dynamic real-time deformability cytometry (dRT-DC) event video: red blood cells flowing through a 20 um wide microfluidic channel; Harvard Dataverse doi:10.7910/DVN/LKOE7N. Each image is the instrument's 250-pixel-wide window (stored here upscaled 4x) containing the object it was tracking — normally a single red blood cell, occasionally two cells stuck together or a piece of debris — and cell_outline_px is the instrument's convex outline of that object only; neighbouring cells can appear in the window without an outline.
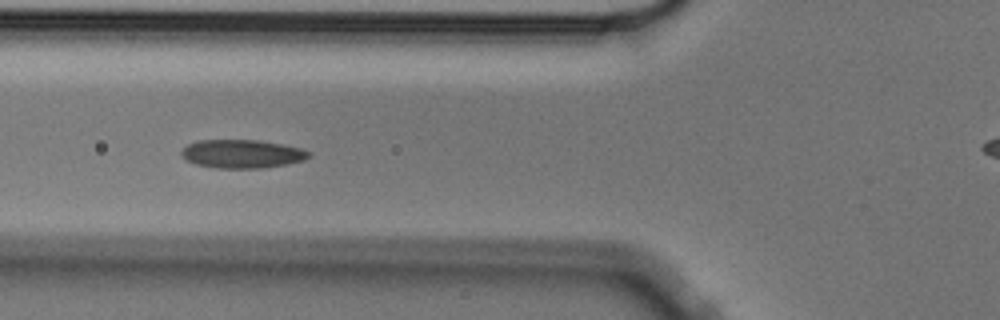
{"species": "Egyptian fruit bat (a non-hibernating species)", "species_latin": "Rousettus aegyptiacus", "temperature_condition": "cold", "stored_images_in_passage": 10, "camera_frame_rate_fps": 3000, "um_per_image_px": 0.085, "animal": {"sex": "male"}, "frame": {"image": 1, "passage_image": 4, "time_ms": 1.0, "image_size_px": [1000, 320], "cell_outline_px": [[308, 156], [304, 160], [288, 164], [264, 168], [216, 168], [196, 164], [184, 160], [180, 156], [180, 152], [188, 144], [196, 140], [260, 140], [300, 148], [308, 152]], "centroid_in_image_um": [20.5, 13.08], "position_along_channel_um": 105.3, "area_um2": 21.15}}
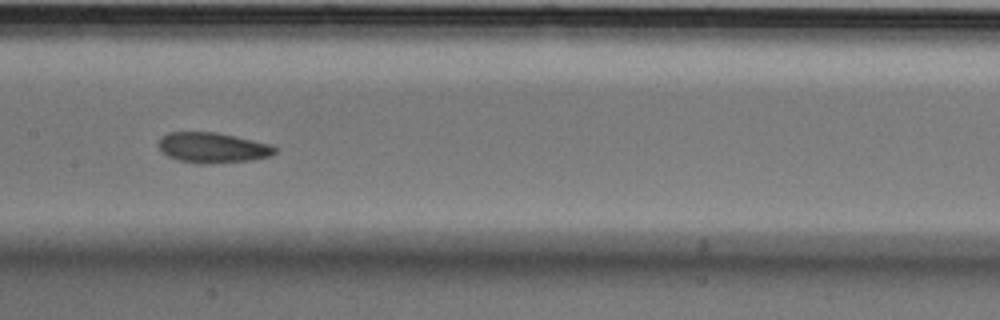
{"frame": {"image": 2, "passage_image": 6, "time_ms": 1.667, "image_size_px": [1000, 320], "cell_outline_px": [[276, 152], [272, 156], [252, 160], [208, 164], [196, 164], [180, 160], [168, 156], [160, 152], [156, 144], [168, 132], [216, 132], [236, 136], [272, 144], [276, 148]], "centroid_in_image_um": [18.08, 12.56], "position_along_channel_um": 189.3, "area_um2": 20.87}}
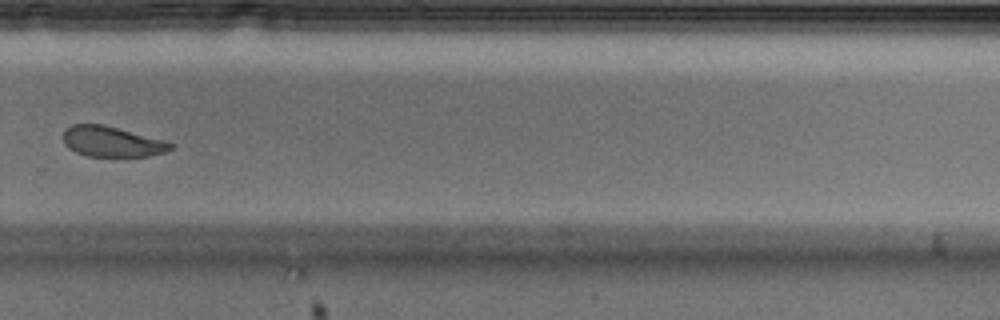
{"frame": {"image": 3, "passage_image": 9, "time_ms": 2.667, "image_size_px": [1000, 320], "cell_outline_px": [[172, 148], [168, 152], [148, 156], [88, 156], [76, 152], [68, 148], [64, 144], [64, 128], [72, 124], [104, 124], [164, 140], [172, 144]], "centroid_in_image_um": [9.49, 12.03], "position_along_channel_um": 320.3, "area_um2": 19.07}}